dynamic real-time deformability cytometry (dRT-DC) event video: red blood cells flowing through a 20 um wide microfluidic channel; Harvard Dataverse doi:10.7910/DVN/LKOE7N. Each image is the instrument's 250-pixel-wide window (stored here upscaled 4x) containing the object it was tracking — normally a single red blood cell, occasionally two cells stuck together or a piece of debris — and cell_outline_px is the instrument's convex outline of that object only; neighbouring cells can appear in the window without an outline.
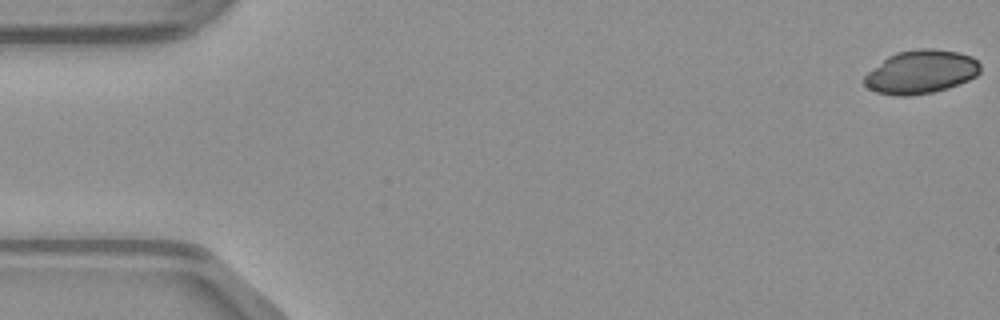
{"species": "common noctule bat (a hibernating species)", "species_latin": "Nyctalus noctula", "temperature_condition": "warm", "stored_images_in_passage": 49, "camera_frame_rate_fps": 3000, "um_per_image_px": 0.085, "animal": {"sex": "male", "body_mass_g": 23.1, "forearm_length_mm": 52.7}, "frame": {"image": 1, "passage_image": 1, "time_ms": 0.0, "image_size_px": [1000, 320], "cell_outline_px": [[980, 72], [976, 76], [968, 80], [948, 88], [932, 92], [912, 96], [896, 96], [876, 92], [868, 88], [864, 84], [864, 76], [868, 72], [888, 56], [896, 52], [920, 48], [932, 48], [960, 52], [972, 56], [980, 64]], "centroid_in_image_um": [78.29, 6.11], "position_along_channel_um": 6.7, "area_um2": 29.54}}